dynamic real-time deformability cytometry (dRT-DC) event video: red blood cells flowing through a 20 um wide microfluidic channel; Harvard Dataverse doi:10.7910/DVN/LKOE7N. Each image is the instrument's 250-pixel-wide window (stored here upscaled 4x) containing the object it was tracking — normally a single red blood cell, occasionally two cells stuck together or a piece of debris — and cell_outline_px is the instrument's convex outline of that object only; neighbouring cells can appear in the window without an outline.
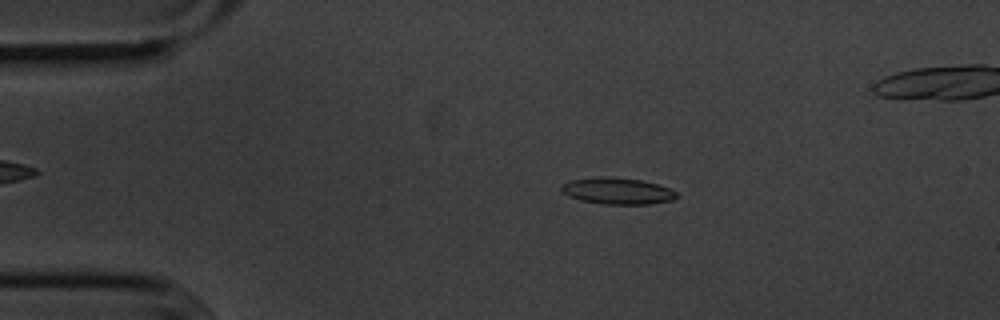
{"species": "common noctule bat (a hibernating species)", "species_latin": "Nyctalus noctula", "temperature_condition": "cold", "stored_images_in_passage": 52, "camera_frame_rate_fps": 3000, "um_per_image_px": 0.085, "animal": {"sex": "male", "body_mass_g": 20.1, "forearm_length_mm": 53.5}, "frame": {"image": 1, "passage_image": 10, "time_ms": 3.0, "image_size_px": [1000, 320], "cell_outline_px": [[676, 196], [672, 200], [648, 204], [604, 204], [580, 200], [568, 196], [560, 192], [560, 184], [572, 180], [604, 176], [640, 180], [672, 188], [676, 192]], "centroid_in_image_um": [52.43, 16.23], "position_along_channel_um": 32.6, "area_um2": 17.74}}
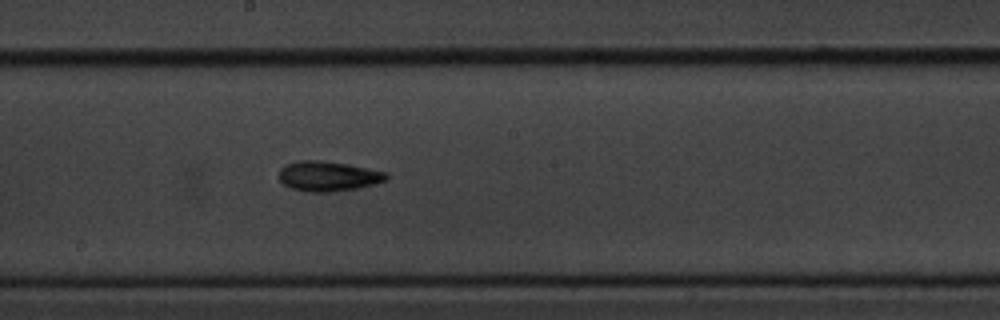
{"frame": {"image": 2, "passage_image": 29, "time_ms": 9.333, "image_size_px": [1000, 320], "cell_outline_px": [[388, 180], [356, 188], [328, 192], [308, 192], [292, 188], [284, 184], [280, 180], [280, 168], [284, 164], [300, 160], [320, 160], [348, 164], [384, 172], [388, 176]], "centroid_in_image_um": [27.85, 14.96], "position_along_channel_um": 220.3, "area_um2": 18.55}}
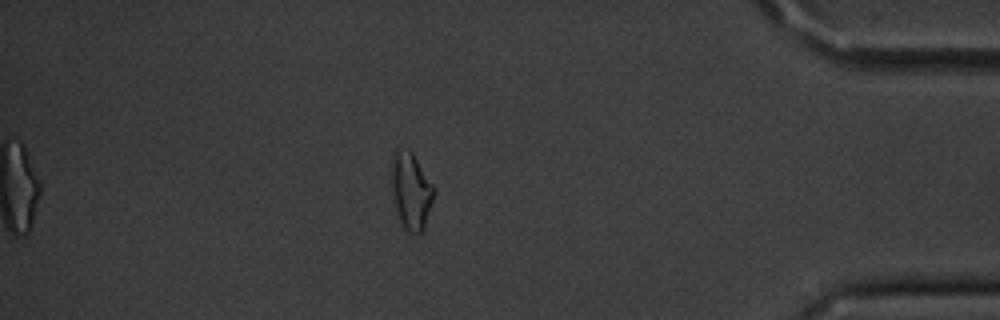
{"frame": {"image": 3, "passage_image": 47, "time_ms": 15.333, "image_size_px": [1000, 320], "cell_outline_px": [[436, 192], [424, 228], [420, 236], [408, 232], [400, 228], [392, 204], [388, 180], [392, 152], [396, 148], [408, 148], [412, 152], [436, 188]], "centroid_in_image_um": [34.86, 16.25], "position_along_channel_um": 400.3, "area_um2": 20.75}}